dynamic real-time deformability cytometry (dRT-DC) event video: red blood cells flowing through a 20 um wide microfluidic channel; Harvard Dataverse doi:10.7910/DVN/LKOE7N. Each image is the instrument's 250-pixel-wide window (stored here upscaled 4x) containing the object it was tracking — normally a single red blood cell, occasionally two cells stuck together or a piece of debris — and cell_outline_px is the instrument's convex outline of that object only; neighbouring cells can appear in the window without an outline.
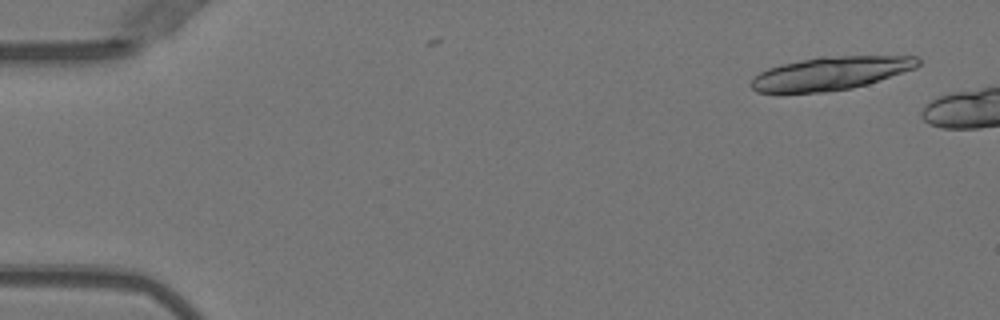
{"species": "Egyptian fruit bat (a non-hibernating species)", "species_latin": "Rousettus aegyptiacus", "temperature_condition": "warm", "stored_images_in_passage": 6, "camera_frame_rate_fps": 3000, "um_per_image_px": 0.085, "animal": {"sex": "female"}, "frame": {"image": 1, "passage_image": 3, "time_ms": 0.667, "image_size_px": [1000, 320], "cell_outline_px": [[920, 64], [916, 68], [868, 84], [852, 88], [828, 92], [756, 92], [748, 84], [760, 72], [768, 68], [800, 60], [820, 56], [916, 56], [920, 60]], "centroid_in_image_um": [70.63, 6.23], "position_along_channel_um": 14.4, "area_um2": 32.25}}